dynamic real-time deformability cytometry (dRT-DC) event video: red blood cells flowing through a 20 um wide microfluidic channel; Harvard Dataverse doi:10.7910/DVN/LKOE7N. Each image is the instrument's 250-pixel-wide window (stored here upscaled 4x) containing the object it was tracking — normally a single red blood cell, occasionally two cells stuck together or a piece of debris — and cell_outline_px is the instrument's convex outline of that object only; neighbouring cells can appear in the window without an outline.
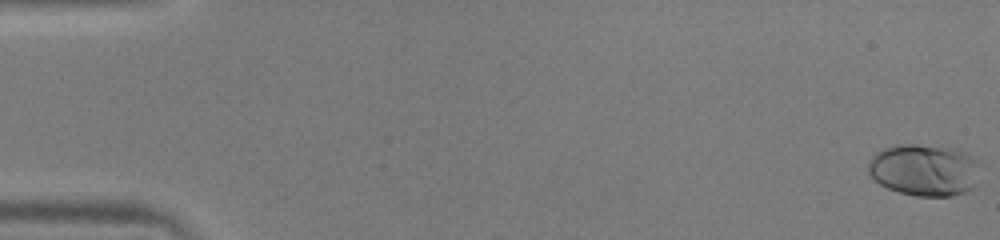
{"species": "human", "species_latin": "Homo sapiens", "temperature_condition": "warm", "stored_images_in_passage": 52, "camera_frame_rate_fps": 3000, "um_per_image_px": 0.085, "donor": {"sex": "male"}, "frame": {"image": 1, "passage_image": 1, "time_ms": 0.0, "image_size_px": [1000, 240], "cell_outline_px": [[980, 164], [976, 188], [968, 192], [952, 196], [916, 196], [900, 192], [888, 188], [880, 184], [868, 172], [868, 160], [876, 152], [884, 148], [896, 144], [916, 144], [944, 148], [960, 152], [976, 160]], "centroid_in_image_um": [78.56, 14.48], "position_along_channel_um": 6.4, "area_um2": 33.81}}
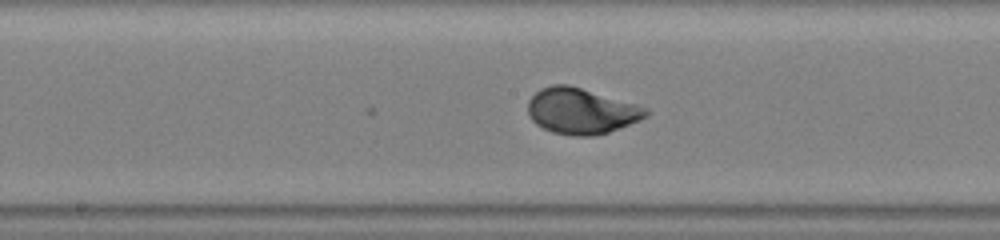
{"frame": {"image": 2, "passage_image": 28, "time_ms": 9.0, "image_size_px": [1000, 240], "cell_outline_px": [[648, 116], [640, 120], [620, 128], [608, 132], [592, 136], [572, 136], [552, 132], [536, 124], [532, 120], [528, 112], [528, 100], [540, 88], [552, 84], [568, 84], [636, 104], [648, 108]], "centroid_in_image_um": [49.39, 9.44], "position_along_channel_um": 198.8, "area_um2": 31.5}}
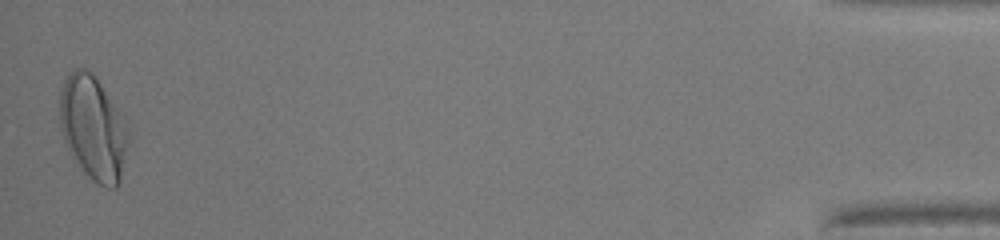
{"frame": {"image": 3, "passage_image": 52, "time_ms": 17.0, "image_size_px": [1000, 240], "cell_outline_px": [[128, 140], [120, 184], [116, 188], [108, 188], [92, 180], [84, 172], [68, 152], [60, 128], [60, 92], [64, 80], [76, 68], [84, 68], [92, 72], [96, 76], [124, 116], [128, 136]], "centroid_in_image_um": [7.92, 10.88], "position_along_channel_um": 427.3, "area_um2": 41.79}, "authors_computed_cell_mechanics": {"area_um2": 30.7207, "velocity_mm_per_s": 3.9935, "shape_relaxation_time_tau1_ms": 2.8653, "shape_relaxation_time_tau2_ms": null, "deformation_change_tau1": 0.1784, "deformation_change_tau2": null}}